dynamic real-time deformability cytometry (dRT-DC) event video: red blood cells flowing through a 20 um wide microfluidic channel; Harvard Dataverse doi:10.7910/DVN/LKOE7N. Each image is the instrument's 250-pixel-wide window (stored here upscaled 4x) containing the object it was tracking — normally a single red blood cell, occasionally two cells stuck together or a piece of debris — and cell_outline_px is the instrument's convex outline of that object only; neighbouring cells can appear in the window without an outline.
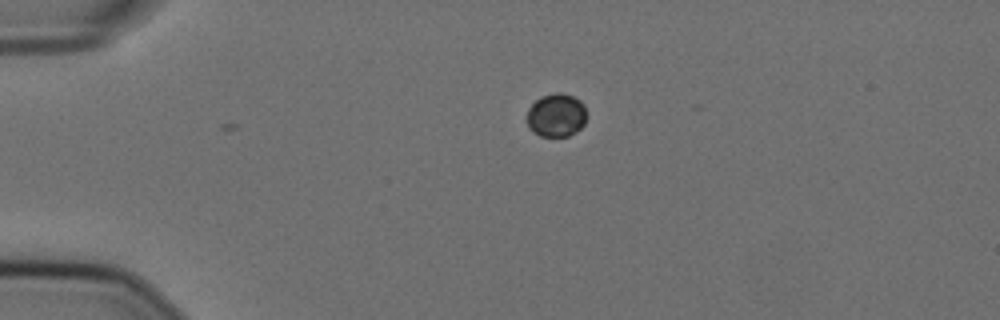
{"species": "Egyptian fruit bat (a non-hibernating species)", "species_latin": "Rousettus aegyptiacus", "temperature_condition": "cold", "stored_images_in_passage": 3, "camera_frame_rate_fps": 3000, "um_per_image_px": 0.085, "animal": {"sex": "female"}, "frame": {"image": 1, "passage_image": 3, "time_ms": 0.667, "image_size_px": [1000, 320], "cell_outline_px": [[584, 124], [576, 132], [568, 136], [540, 136], [532, 132], [528, 128], [528, 108], [540, 96], [556, 92], [560, 92], [572, 96], [580, 100], [584, 104]], "centroid_in_image_um": [47.26, 9.79], "position_along_channel_um": 37.7, "area_um2": 15.03}}